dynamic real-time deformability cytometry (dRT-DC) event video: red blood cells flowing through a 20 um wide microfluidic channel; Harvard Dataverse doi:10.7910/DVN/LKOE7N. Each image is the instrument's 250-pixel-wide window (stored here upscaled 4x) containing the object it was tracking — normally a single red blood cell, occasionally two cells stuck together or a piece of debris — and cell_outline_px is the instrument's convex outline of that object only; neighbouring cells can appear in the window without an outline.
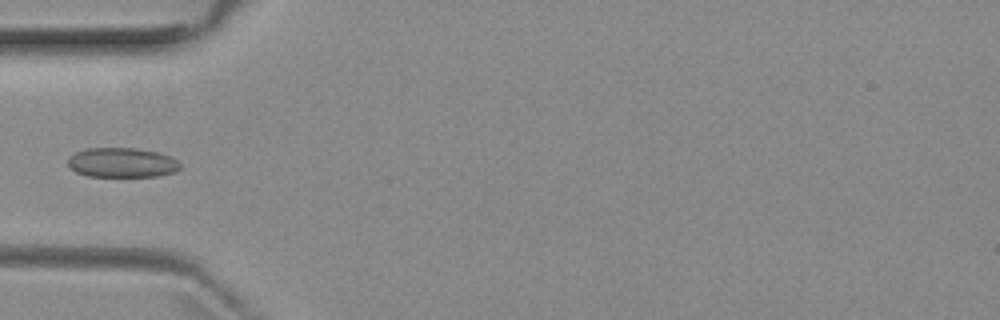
{"species": "common noctule bat (a hibernating species)", "species_latin": "Nyctalus noctula", "temperature_condition": "room temperature", "stored_images_in_passage": 4, "camera_frame_rate_fps": 3000, "um_per_image_px": 0.085, "animal": {"sex": "female", "body_mass_g": 29.2, "forearm_length_mm": 56.3}, "frame": {"image": 1, "passage_image": 3, "time_ms": 2.333, "image_size_px": [1000, 320], "cell_outline_px": [[180, 168], [176, 172], [156, 176], [88, 176], [76, 172], [68, 164], [68, 160], [76, 152], [88, 148], [136, 148], [156, 152], [172, 156], [180, 164]], "centroid_in_image_um": [10.4, 13.82], "position_along_channel_um": 74.6, "area_um2": 19.25}}
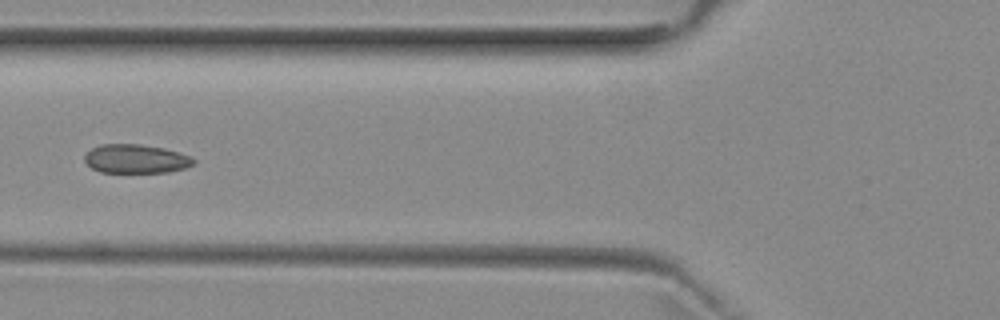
{"frame": {"image": 2, "passage_image": 4, "time_ms": 3.333, "image_size_px": [1000, 320], "cell_outline_px": [[196, 164], [184, 168], [168, 172], [100, 172], [92, 168], [84, 160], [84, 156], [92, 148], [100, 144], [140, 144], [164, 148], [188, 156], [196, 160]], "centroid_in_image_um": [11.54, 13.5], "position_along_channel_um": 114.3, "area_um2": 18.21}}